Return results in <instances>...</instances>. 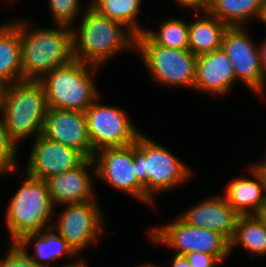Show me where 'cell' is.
<instances>
[{
    "label": "cell",
    "mask_w": 266,
    "mask_h": 267,
    "mask_svg": "<svg viewBox=\"0 0 266 267\" xmlns=\"http://www.w3.org/2000/svg\"><path fill=\"white\" fill-rule=\"evenodd\" d=\"M78 21L71 26L75 60L103 67L118 54L129 50L135 52L136 35L90 5Z\"/></svg>",
    "instance_id": "obj_1"
},
{
    "label": "cell",
    "mask_w": 266,
    "mask_h": 267,
    "mask_svg": "<svg viewBox=\"0 0 266 267\" xmlns=\"http://www.w3.org/2000/svg\"><path fill=\"white\" fill-rule=\"evenodd\" d=\"M134 267H162V266H158L154 263H152L151 261L150 262H146V261H143V264H138ZM163 267H166V265H164Z\"/></svg>",
    "instance_id": "obj_36"
},
{
    "label": "cell",
    "mask_w": 266,
    "mask_h": 267,
    "mask_svg": "<svg viewBox=\"0 0 266 267\" xmlns=\"http://www.w3.org/2000/svg\"><path fill=\"white\" fill-rule=\"evenodd\" d=\"M239 247L250 257L266 255V222L259 215H239L230 254Z\"/></svg>",
    "instance_id": "obj_22"
},
{
    "label": "cell",
    "mask_w": 266,
    "mask_h": 267,
    "mask_svg": "<svg viewBox=\"0 0 266 267\" xmlns=\"http://www.w3.org/2000/svg\"><path fill=\"white\" fill-rule=\"evenodd\" d=\"M189 22L177 17L166 18L161 24L157 21L156 24L159 25V29L146 28L144 33L159 46L173 49H188Z\"/></svg>",
    "instance_id": "obj_25"
},
{
    "label": "cell",
    "mask_w": 266,
    "mask_h": 267,
    "mask_svg": "<svg viewBox=\"0 0 266 267\" xmlns=\"http://www.w3.org/2000/svg\"><path fill=\"white\" fill-rule=\"evenodd\" d=\"M266 153V152H265ZM263 157H265L264 159H262L261 161L259 160V161H256V162H266V154H265V156H263Z\"/></svg>",
    "instance_id": "obj_40"
},
{
    "label": "cell",
    "mask_w": 266,
    "mask_h": 267,
    "mask_svg": "<svg viewBox=\"0 0 266 267\" xmlns=\"http://www.w3.org/2000/svg\"><path fill=\"white\" fill-rule=\"evenodd\" d=\"M90 6L101 15L128 27L136 36L144 33L138 16L142 11V0H90Z\"/></svg>",
    "instance_id": "obj_24"
},
{
    "label": "cell",
    "mask_w": 266,
    "mask_h": 267,
    "mask_svg": "<svg viewBox=\"0 0 266 267\" xmlns=\"http://www.w3.org/2000/svg\"><path fill=\"white\" fill-rule=\"evenodd\" d=\"M99 200H91L83 203L63 205L59 215L53 222L52 228L61 235L73 251L78 255L90 248L105 231V215L99 205ZM105 221V222H104ZM101 235V236H100ZM83 252V253H82Z\"/></svg>",
    "instance_id": "obj_9"
},
{
    "label": "cell",
    "mask_w": 266,
    "mask_h": 267,
    "mask_svg": "<svg viewBox=\"0 0 266 267\" xmlns=\"http://www.w3.org/2000/svg\"><path fill=\"white\" fill-rule=\"evenodd\" d=\"M262 2L263 0H214L208 12L228 27H247L250 20H257Z\"/></svg>",
    "instance_id": "obj_23"
},
{
    "label": "cell",
    "mask_w": 266,
    "mask_h": 267,
    "mask_svg": "<svg viewBox=\"0 0 266 267\" xmlns=\"http://www.w3.org/2000/svg\"><path fill=\"white\" fill-rule=\"evenodd\" d=\"M81 2L82 0H48L47 7L50 9L53 25L73 26L90 5L88 2L83 6Z\"/></svg>",
    "instance_id": "obj_26"
},
{
    "label": "cell",
    "mask_w": 266,
    "mask_h": 267,
    "mask_svg": "<svg viewBox=\"0 0 266 267\" xmlns=\"http://www.w3.org/2000/svg\"><path fill=\"white\" fill-rule=\"evenodd\" d=\"M21 175V185L8 200L4 218L10 241H20L29 233L51 229L56 211L46 182L24 171Z\"/></svg>",
    "instance_id": "obj_5"
},
{
    "label": "cell",
    "mask_w": 266,
    "mask_h": 267,
    "mask_svg": "<svg viewBox=\"0 0 266 267\" xmlns=\"http://www.w3.org/2000/svg\"><path fill=\"white\" fill-rule=\"evenodd\" d=\"M166 267H191L184 255L173 254L170 265Z\"/></svg>",
    "instance_id": "obj_31"
},
{
    "label": "cell",
    "mask_w": 266,
    "mask_h": 267,
    "mask_svg": "<svg viewBox=\"0 0 266 267\" xmlns=\"http://www.w3.org/2000/svg\"><path fill=\"white\" fill-rule=\"evenodd\" d=\"M264 39L261 40L259 43V56H260L262 72L266 77V37H264Z\"/></svg>",
    "instance_id": "obj_32"
},
{
    "label": "cell",
    "mask_w": 266,
    "mask_h": 267,
    "mask_svg": "<svg viewBox=\"0 0 266 267\" xmlns=\"http://www.w3.org/2000/svg\"><path fill=\"white\" fill-rule=\"evenodd\" d=\"M254 163L262 171L266 180V162H254Z\"/></svg>",
    "instance_id": "obj_35"
},
{
    "label": "cell",
    "mask_w": 266,
    "mask_h": 267,
    "mask_svg": "<svg viewBox=\"0 0 266 267\" xmlns=\"http://www.w3.org/2000/svg\"><path fill=\"white\" fill-rule=\"evenodd\" d=\"M179 217L187 224L221 234L229 243L234 237L239 214L228 204L223 195H209L192 205Z\"/></svg>",
    "instance_id": "obj_16"
},
{
    "label": "cell",
    "mask_w": 266,
    "mask_h": 267,
    "mask_svg": "<svg viewBox=\"0 0 266 267\" xmlns=\"http://www.w3.org/2000/svg\"><path fill=\"white\" fill-rule=\"evenodd\" d=\"M257 21L266 25V0H263ZM266 27V26H265Z\"/></svg>",
    "instance_id": "obj_34"
},
{
    "label": "cell",
    "mask_w": 266,
    "mask_h": 267,
    "mask_svg": "<svg viewBox=\"0 0 266 267\" xmlns=\"http://www.w3.org/2000/svg\"><path fill=\"white\" fill-rule=\"evenodd\" d=\"M209 6L214 0H204Z\"/></svg>",
    "instance_id": "obj_39"
},
{
    "label": "cell",
    "mask_w": 266,
    "mask_h": 267,
    "mask_svg": "<svg viewBox=\"0 0 266 267\" xmlns=\"http://www.w3.org/2000/svg\"><path fill=\"white\" fill-rule=\"evenodd\" d=\"M255 41L247 27H228L223 35L222 48L233 64L236 80L253 95L266 99V77L261 68L259 43Z\"/></svg>",
    "instance_id": "obj_11"
},
{
    "label": "cell",
    "mask_w": 266,
    "mask_h": 267,
    "mask_svg": "<svg viewBox=\"0 0 266 267\" xmlns=\"http://www.w3.org/2000/svg\"><path fill=\"white\" fill-rule=\"evenodd\" d=\"M22 80L20 29L12 21L0 22V82Z\"/></svg>",
    "instance_id": "obj_21"
},
{
    "label": "cell",
    "mask_w": 266,
    "mask_h": 267,
    "mask_svg": "<svg viewBox=\"0 0 266 267\" xmlns=\"http://www.w3.org/2000/svg\"><path fill=\"white\" fill-rule=\"evenodd\" d=\"M6 1H9V2H12V3H14L16 0H13L14 2H13L12 0H6Z\"/></svg>",
    "instance_id": "obj_41"
},
{
    "label": "cell",
    "mask_w": 266,
    "mask_h": 267,
    "mask_svg": "<svg viewBox=\"0 0 266 267\" xmlns=\"http://www.w3.org/2000/svg\"><path fill=\"white\" fill-rule=\"evenodd\" d=\"M101 67L78 60L54 68L39 81L48 108L85 112L100 96L96 73Z\"/></svg>",
    "instance_id": "obj_6"
},
{
    "label": "cell",
    "mask_w": 266,
    "mask_h": 267,
    "mask_svg": "<svg viewBox=\"0 0 266 267\" xmlns=\"http://www.w3.org/2000/svg\"><path fill=\"white\" fill-rule=\"evenodd\" d=\"M249 177H237L225 186L224 198L239 215H259L266 204V180L255 165L247 168Z\"/></svg>",
    "instance_id": "obj_18"
},
{
    "label": "cell",
    "mask_w": 266,
    "mask_h": 267,
    "mask_svg": "<svg viewBox=\"0 0 266 267\" xmlns=\"http://www.w3.org/2000/svg\"><path fill=\"white\" fill-rule=\"evenodd\" d=\"M4 89H5V85L0 82V106H1V102H2V96H3Z\"/></svg>",
    "instance_id": "obj_38"
},
{
    "label": "cell",
    "mask_w": 266,
    "mask_h": 267,
    "mask_svg": "<svg viewBox=\"0 0 266 267\" xmlns=\"http://www.w3.org/2000/svg\"><path fill=\"white\" fill-rule=\"evenodd\" d=\"M259 216L266 222V204L263 206V209Z\"/></svg>",
    "instance_id": "obj_37"
},
{
    "label": "cell",
    "mask_w": 266,
    "mask_h": 267,
    "mask_svg": "<svg viewBox=\"0 0 266 267\" xmlns=\"http://www.w3.org/2000/svg\"><path fill=\"white\" fill-rule=\"evenodd\" d=\"M68 263V264H67ZM88 263L85 262L84 258L81 256L76 257L74 260H72V262H66V264L63 265H58L57 267H87ZM53 267H56V265H54Z\"/></svg>",
    "instance_id": "obj_33"
},
{
    "label": "cell",
    "mask_w": 266,
    "mask_h": 267,
    "mask_svg": "<svg viewBox=\"0 0 266 267\" xmlns=\"http://www.w3.org/2000/svg\"><path fill=\"white\" fill-rule=\"evenodd\" d=\"M8 246L6 256L0 258V267H41L19 241H10Z\"/></svg>",
    "instance_id": "obj_28"
},
{
    "label": "cell",
    "mask_w": 266,
    "mask_h": 267,
    "mask_svg": "<svg viewBox=\"0 0 266 267\" xmlns=\"http://www.w3.org/2000/svg\"><path fill=\"white\" fill-rule=\"evenodd\" d=\"M20 29L22 80H40L74 60L72 28L34 27L29 19H11Z\"/></svg>",
    "instance_id": "obj_2"
},
{
    "label": "cell",
    "mask_w": 266,
    "mask_h": 267,
    "mask_svg": "<svg viewBox=\"0 0 266 267\" xmlns=\"http://www.w3.org/2000/svg\"><path fill=\"white\" fill-rule=\"evenodd\" d=\"M191 267H218L221 262L213 255L205 252H193L185 255Z\"/></svg>",
    "instance_id": "obj_29"
},
{
    "label": "cell",
    "mask_w": 266,
    "mask_h": 267,
    "mask_svg": "<svg viewBox=\"0 0 266 267\" xmlns=\"http://www.w3.org/2000/svg\"><path fill=\"white\" fill-rule=\"evenodd\" d=\"M195 19L189 23V47L195 55L200 56L222 48L225 23L212 16L208 11L194 12Z\"/></svg>",
    "instance_id": "obj_20"
},
{
    "label": "cell",
    "mask_w": 266,
    "mask_h": 267,
    "mask_svg": "<svg viewBox=\"0 0 266 267\" xmlns=\"http://www.w3.org/2000/svg\"><path fill=\"white\" fill-rule=\"evenodd\" d=\"M172 2L176 3V6H179L184 11L192 12H206L208 11L209 5L204 0H173Z\"/></svg>",
    "instance_id": "obj_30"
},
{
    "label": "cell",
    "mask_w": 266,
    "mask_h": 267,
    "mask_svg": "<svg viewBox=\"0 0 266 267\" xmlns=\"http://www.w3.org/2000/svg\"><path fill=\"white\" fill-rule=\"evenodd\" d=\"M135 52L156 84L167 89H194L197 56L189 49L159 46L145 33H140L136 36Z\"/></svg>",
    "instance_id": "obj_7"
},
{
    "label": "cell",
    "mask_w": 266,
    "mask_h": 267,
    "mask_svg": "<svg viewBox=\"0 0 266 267\" xmlns=\"http://www.w3.org/2000/svg\"><path fill=\"white\" fill-rule=\"evenodd\" d=\"M18 152V147L9 137L0 113V177L11 174L19 175L18 172L21 169L19 168L20 164H18Z\"/></svg>",
    "instance_id": "obj_27"
},
{
    "label": "cell",
    "mask_w": 266,
    "mask_h": 267,
    "mask_svg": "<svg viewBox=\"0 0 266 267\" xmlns=\"http://www.w3.org/2000/svg\"><path fill=\"white\" fill-rule=\"evenodd\" d=\"M93 178L96 179L94 161L92 158H86L78 167L46 179L45 182L55 208L57 209L58 205L98 199L94 192L96 188H94Z\"/></svg>",
    "instance_id": "obj_14"
},
{
    "label": "cell",
    "mask_w": 266,
    "mask_h": 267,
    "mask_svg": "<svg viewBox=\"0 0 266 267\" xmlns=\"http://www.w3.org/2000/svg\"><path fill=\"white\" fill-rule=\"evenodd\" d=\"M236 83L233 64L223 48L197 56L193 90L210 98L223 97L231 93Z\"/></svg>",
    "instance_id": "obj_17"
},
{
    "label": "cell",
    "mask_w": 266,
    "mask_h": 267,
    "mask_svg": "<svg viewBox=\"0 0 266 267\" xmlns=\"http://www.w3.org/2000/svg\"><path fill=\"white\" fill-rule=\"evenodd\" d=\"M47 110L46 94L39 80H21L5 86L0 113L17 147L42 134Z\"/></svg>",
    "instance_id": "obj_4"
},
{
    "label": "cell",
    "mask_w": 266,
    "mask_h": 267,
    "mask_svg": "<svg viewBox=\"0 0 266 267\" xmlns=\"http://www.w3.org/2000/svg\"><path fill=\"white\" fill-rule=\"evenodd\" d=\"M27 250L33 249L34 261L41 267H53L63 257L74 260L78 255L65 239L53 228L38 233H29L19 241ZM30 247V248H29ZM32 247V248H31Z\"/></svg>",
    "instance_id": "obj_19"
},
{
    "label": "cell",
    "mask_w": 266,
    "mask_h": 267,
    "mask_svg": "<svg viewBox=\"0 0 266 267\" xmlns=\"http://www.w3.org/2000/svg\"><path fill=\"white\" fill-rule=\"evenodd\" d=\"M99 97L84 113L92 145V158L103 148L126 147L142 133L124 107L101 103ZM124 108V109H123Z\"/></svg>",
    "instance_id": "obj_10"
},
{
    "label": "cell",
    "mask_w": 266,
    "mask_h": 267,
    "mask_svg": "<svg viewBox=\"0 0 266 267\" xmlns=\"http://www.w3.org/2000/svg\"><path fill=\"white\" fill-rule=\"evenodd\" d=\"M96 179L144 204V187L138 182L133 144L126 147L103 148L93 155Z\"/></svg>",
    "instance_id": "obj_12"
},
{
    "label": "cell",
    "mask_w": 266,
    "mask_h": 267,
    "mask_svg": "<svg viewBox=\"0 0 266 267\" xmlns=\"http://www.w3.org/2000/svg\"><path fill=\"white\" fill-rule=\"evenodd\" d=\"M133 158L137 180L144 187V205L152 208L156 195L180 188L194 175L192 167L143 132L133 144Z\"/></svg>",
    "instance_id": "obj_3"
},
{
    "label": "cell",
    "mask_w": 266,
    "mask_h": 267,
    "mask_svg": "<svg viewBox=\"0 0 266 267\" xmlns=\"http://www.w3.org/2000/svg\"><path fill=\"white\" fill-rule=\"evenodd\" d=\"M148 232L151 244L164 246L172 254L187 255L205 252L215 256L221 264L230 256V243L219 233L185 223L178 215L164 225H154Z\"/></svg>",
    "instance_id": "obj_8"
},
{
    "label": "cell",
    "mask_w": 266,
    "mask_h": 267,
    "mask_svg": "<svg viewBox=\"0 0 266 267\" xmlns=\"http://www.w3.org/2000/svg\"><path fill=\"white\" fill-rule=\"evenodd\" d=\"M42 135L92 158V145L83 111L48 108Z\"/></svg>",
    "instance_id": "obj_15"
},
{
    "label": "cell",
    "mask_w": 266,
    "mask_h": 267,
    "mask_svg": "<svg viewBox=\"0 0 266 267\" xmlns=\"http://www.w3.org/2000/svg\"><path fill=\"white\" fill-rule=\"evenodd\" d=\"M28 155L22 171L44 181L78 167L86 159L79 151L51 141L42 134L32 141Z\"/></svg>",
    "instance_id": "obj_13"
}]
</instances>
